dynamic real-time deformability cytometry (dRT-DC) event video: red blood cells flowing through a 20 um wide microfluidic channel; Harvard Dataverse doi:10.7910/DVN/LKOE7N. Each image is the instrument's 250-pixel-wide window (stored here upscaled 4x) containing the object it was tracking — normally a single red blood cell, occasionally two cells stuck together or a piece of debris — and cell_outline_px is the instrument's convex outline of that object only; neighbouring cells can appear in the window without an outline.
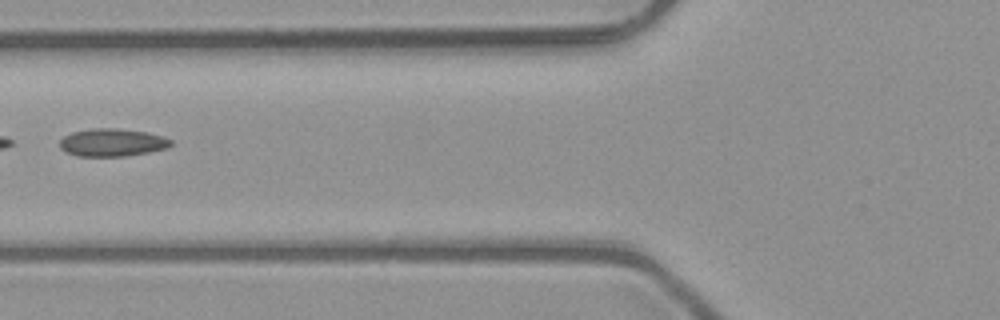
{"species": "common noctule bat (a hibernating species)", "species_latin": "Nyctalus noctula", "temperature_condition": "room temperature", "stored_images_in_passage": 2, "camera_frame_rate_fps": 3000, "um_per_image_px": 0.085, "animal": {"sex": "male", "body_mass_g": 23.1, "forearm_length_mm": 52.7}, "frame": {"image": 1, "passage_image": 2, "time_ms": 0.333, "image_size_px": [1000, 320], "cell_outline_px": [[172, 144], [168, 148], [148, 152], [124, 156], [76, 156], [64, 152], [60, 148], [60, 140], [64, 136], [72, 132], [92, 128], [116, 128], [148, 132], [172, 140]], "centroid_in_image_um": [9.51, 12.11], "position_along_channel_um": 116.3, "area_um2": 18.03}}